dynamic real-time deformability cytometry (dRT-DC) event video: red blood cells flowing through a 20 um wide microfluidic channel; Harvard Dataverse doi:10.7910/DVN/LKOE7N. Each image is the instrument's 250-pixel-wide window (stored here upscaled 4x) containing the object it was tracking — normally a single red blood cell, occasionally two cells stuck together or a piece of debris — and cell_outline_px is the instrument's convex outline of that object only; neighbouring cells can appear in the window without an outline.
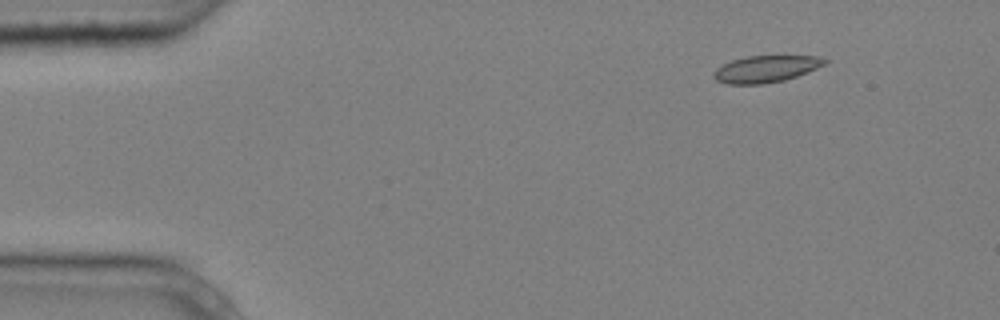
{"species": "common noctule bat (a hibernating species)", "species_latin": "Nyctalus noctula", "temperature_condition": "cold", "stored_images_in_passage": 3, "camera_frame_rate_fps": 3000, "um_per_image_px": 0.085, "animal": {"sex": "male", "body_mass_g": 20.4}, "frame": {"image": 1, "passage_image": 1, "time_ms": 0.0, "image_size_px": [1000, 320], "cell_outline_px": [[828, 60], [824, 64], [808, 72], [784, 80], [764, 84], [728, 84], [716, 80], [712, 76], [716, 68], [732, 60], [748, 56], [816, 56]], "centroid_in_image_um": [65.07, 5.87], "position_along_channel_um": 19.9, "area_um2": 17.17}}
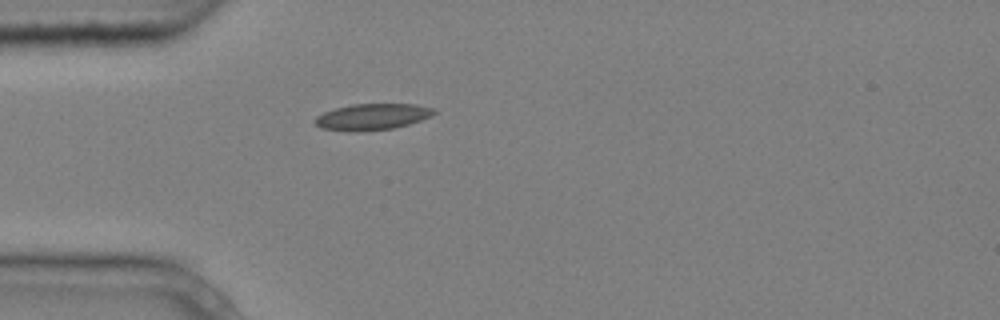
{"frame": {"image": 2, "passage_image": 3, "time_ms": 0.667, "image_size_px": [1000, 320], "cell_outline_px": [[436, 112], [432, 116], [408, 124], [392, 128], [360, 132], [348, 132], [320, 128], [312, 120], [316, 116], [324, 112], [336, 108], [352, 104], [416, 104], [436, 108]], "centroid_in_image_um": [31.62, 9.93], "position_along_channel_um": 53.4, "area_um2": 18.44}}